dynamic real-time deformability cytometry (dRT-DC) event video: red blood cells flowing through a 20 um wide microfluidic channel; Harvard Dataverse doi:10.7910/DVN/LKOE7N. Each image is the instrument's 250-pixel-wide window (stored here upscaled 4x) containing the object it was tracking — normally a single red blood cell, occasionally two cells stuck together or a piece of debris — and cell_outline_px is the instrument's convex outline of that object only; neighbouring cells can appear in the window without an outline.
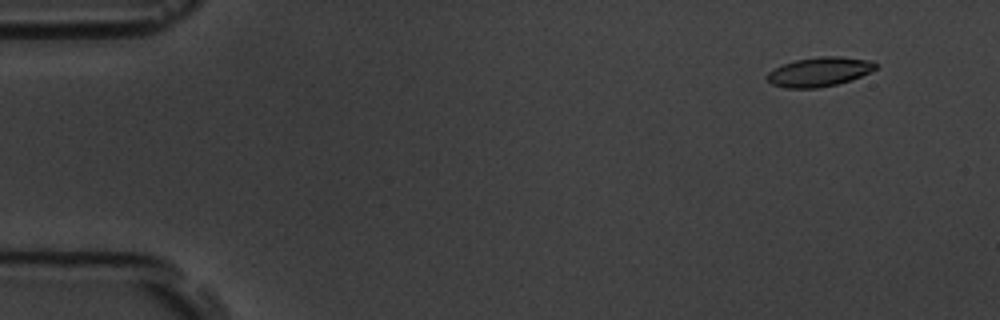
{"species": "common noctule bat (a hibernating species)", "species_latin": "Nyctalus noctula", "temperature_condition": "room temperature", "stored_images_in_passage": 6, "camera_frame_rate_fps": 3000, "um_per_image_px": 0.085, "animal": {"sex": "male", "body_mass_g": 19.5, "forearm_length_mm": 54.6}, "frame": {"image": 1, "passage_image": 2, "time_ms": 1.0, "image_size_px": [1000, 320], "cell_outline_px": [[880, 64], [876, 68], [852, 80], [836, 84], [816, 88], [784, 88], [772, 84], [764, 76], [768, 72], [784, 64], [796, 60], [820, 56], [840, 56], [872, 60]], "centroid_in_image_um": [69.66, 6.1], "position_along_channel_um": 15.3, "area_um2": 18.55}}
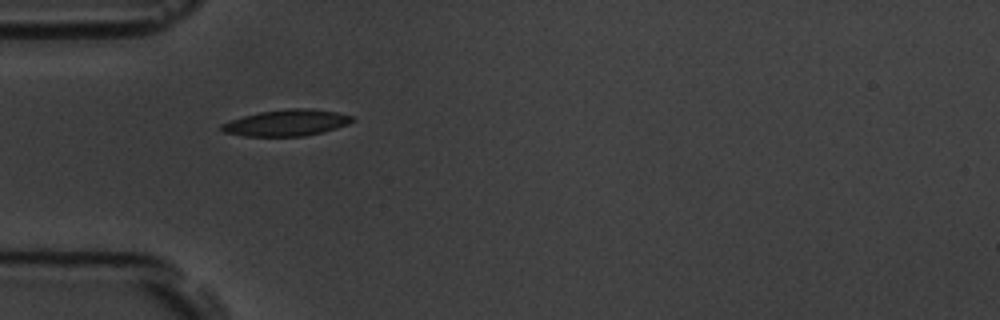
{"frame": {"image": 2, "passage_image": 5, "time_ms": 5.333, "image_size_px": [1000, 320], "cell_outline_px": [[356, 120], [348, 124], [336, 128], [304, 136], [244, 136], [224, 132], [220, 128], [220, 124], [244, 116], [260, 112], [288, 108], [312, 108], [336, 112], [352, 116]], "centroid_in_image_um": [24.37, 10.43], "position_along_channel_um": 60.6, "area_um2": 19.94}}
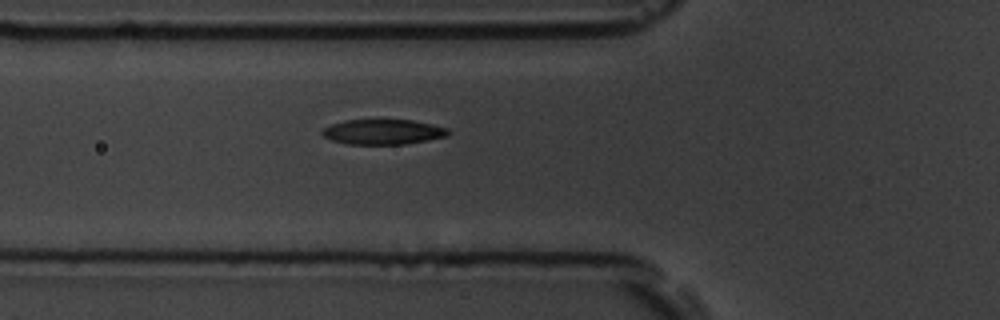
{"frame": {"image": 3, "passage_image": 6, "time_ms": 6.333, "image_size_px": [1000, 320], "cell_outline_px": [[452, 132], [448, 136], [428, 140], [404, 144], [348, 144], [332, 140], [324, 136], [320, 132], [324, 128], [332, 124], [344, 120], [412, 120], [432, 124], [448, 128]], "centroid_in_image_um": [32.59, 11.21], "position_along_channel_um": 93.2, "area_um2": 18.44}}